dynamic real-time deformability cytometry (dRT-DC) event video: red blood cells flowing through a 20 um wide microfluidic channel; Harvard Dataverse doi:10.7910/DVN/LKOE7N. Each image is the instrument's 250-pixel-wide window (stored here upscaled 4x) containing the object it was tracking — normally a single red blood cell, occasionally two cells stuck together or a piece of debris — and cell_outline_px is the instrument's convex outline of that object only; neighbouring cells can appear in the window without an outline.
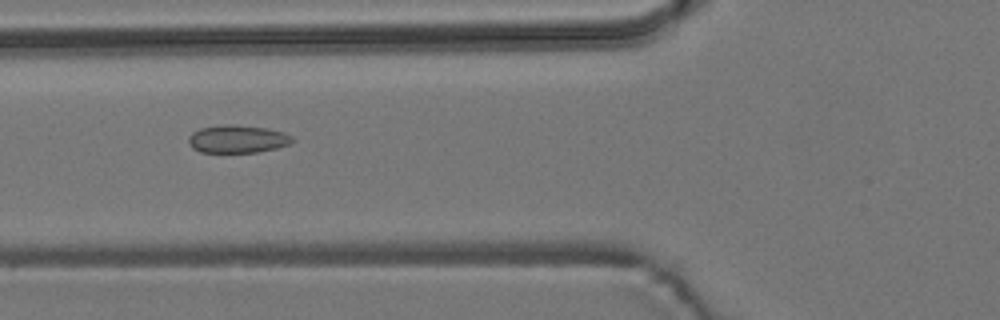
{"species": "common noctule bat (a hibernating species)", "species_latin": "Nyctalus noctula", "temperature_condition": "room temperature", "stored_images_in_passage": 4, "camera_frame_rate_fps": 3000, "um_per_image_px": 0.085, "animal": {"sex": "male", "body_mass_g": 19.2, "forearm_length_mm": 51.8}, "frame": {"image": 1, "passage_image": 2, "time_ms": 1.0, "image_size_px": [1000, 320], "cell_outline_px": [[296, 140], [288, 144], [276, 148], [256, 152], [200, 152], [192, 148], [188, 144], [188, 136], [192, 132], [200, 128], [228, 124], [236, 124], [268, 128], [284, 132], [292, 136]], "centroid_in_image_um": [20.18, 11.81], "position_along_channel_um": 105.6, "area_um2": 16.99}}
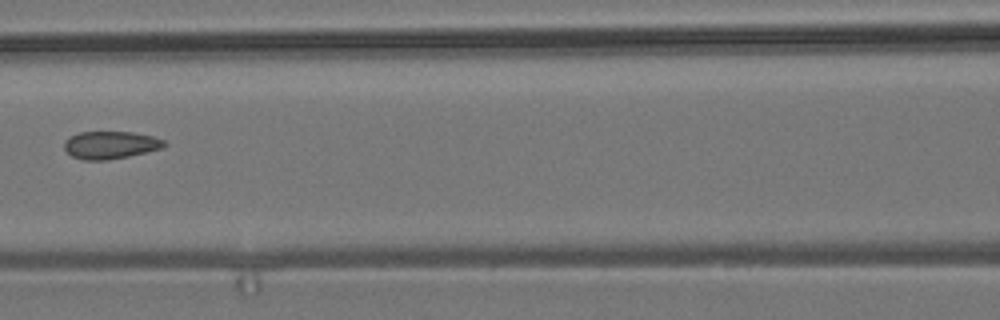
{"frame": {"image": 2, "passage_image": 3, "time_ms": 2.333, "image_size_px": [1000, 320], "cell_outline_px": [[168, 144], [164, 148], [128, 156], [108, 160], [84, 160], [72, 156], [64, 148], [64, 140], [80, 132], [132, 132], [152, 136], [164, 140]], "centroid_in_image_um": [9.41, 12.32], "position_along_channel_um": 157.2, "area_um2": 16.07}}
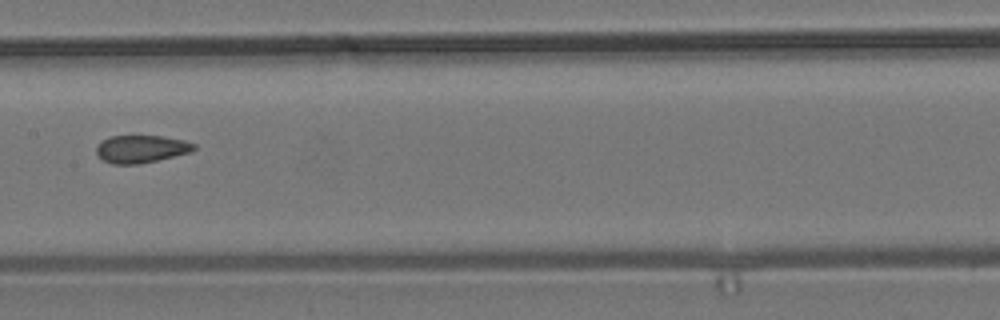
{"frame": {"image": 3, "passage_image": 4, "time_ms": 3.333, "image_size_px": [1000, 320], "cell_outline_px": [[196, 148], [192, 152], [156, 160], [136, 164], [112, 164], [96, 156], [96, 148], [108, 136], [164, 136], [184, 140], [196, 144]], "centroid_in_image_um": [12.02, 12.66], "position_along_channel_um": 195.4, "area_um2": 15.66}}